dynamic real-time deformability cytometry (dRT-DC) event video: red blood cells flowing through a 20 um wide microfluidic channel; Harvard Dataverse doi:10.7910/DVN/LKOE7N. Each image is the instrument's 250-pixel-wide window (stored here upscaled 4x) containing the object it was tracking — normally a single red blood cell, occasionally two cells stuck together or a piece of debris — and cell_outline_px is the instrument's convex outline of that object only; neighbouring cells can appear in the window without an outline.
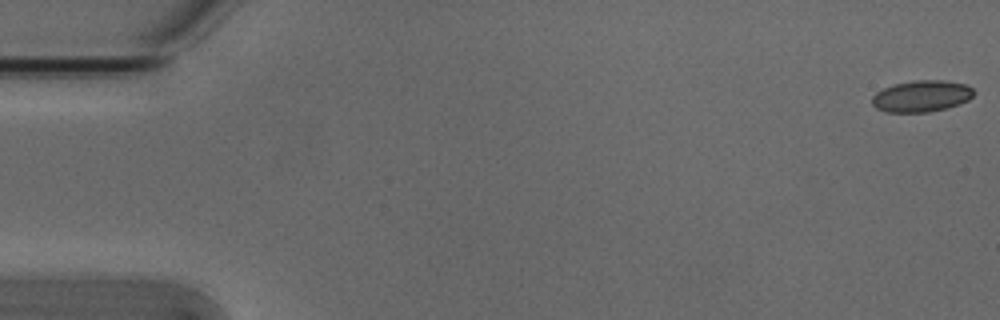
{"species": "Egyptian fruit bat (a non-hibernating species)", "species_latin": "Rousettus aegyptiacus", "temperature_condition": "cold", "stored_images_in_passage": 54, "camera_frame_rate_fps": 3000, "um_per_image_px": 0.085, "animal": {"sex": "male"}, "frame": {"image": 1, "passage_image": 1, "time_ms": 0.0, "image_size_px": [1000, 320], "cell_outline_px": [[976, 92], [968, 100], [960, 104], [948, 108], [928, 112], [888, 112], [876, 108], [872, 104], [872, 96], [876, 92], [892, 84], [916, 80], [944, 80], [968, 84]], "centroid_in_image_um": [78.36, 8.16], "position_along_channel_um": 6.6, "area_um2": 18.9}}
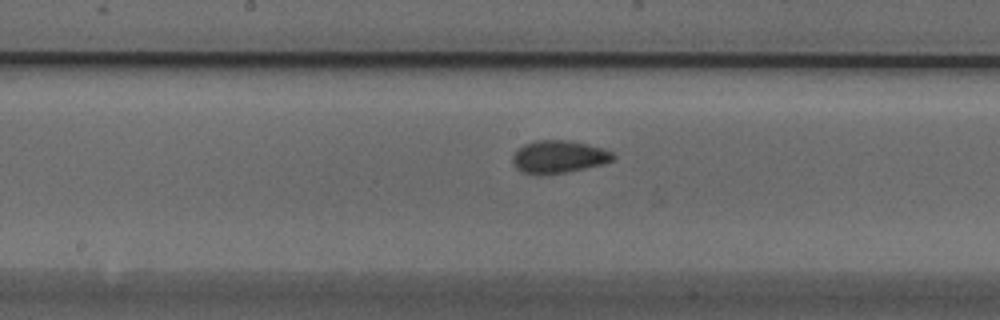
{"frame": {"image": 2, "passage_image": 28, "time_ms": 9.0, "image_size_px": [1000, 320], "cell_outline_px": [[616, 156], [612, 160], [600, 164], [584, 168], [564, 172], [540, 176], [524, 172], [516, 168], [512, 160], [512, 156], [524, 144], [536, 140], [564, 140], [604, 148], [612, 152]], "centroid_in_image_um": [47.46, 13.33], "position_along_channel_um": 200.7, "area_um2": 18.84}}
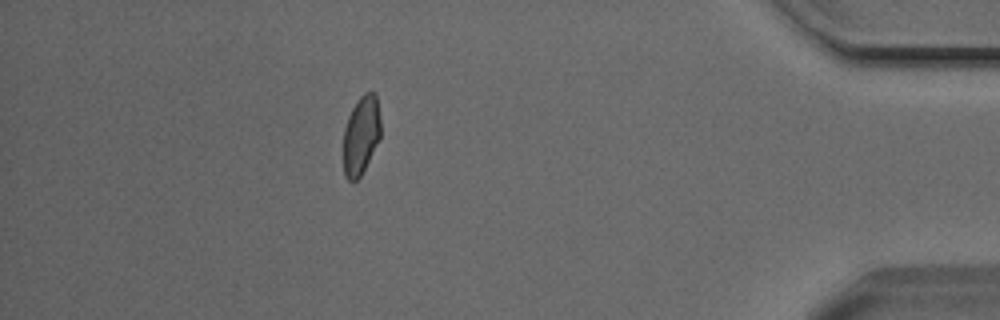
{"frame": {"image": 3, "passage_image": 48, "time_ms": 15.667, "image_size_px": [1000, 320], "cell_outline_px": [[380, 136], [360, 176], [356, 180], [348, 180], [344, 176], [344, 128], [348, 116], [356, 100], [364, 92], [376, 92], [380, 120]], "centroid_in_image_um": [30.68, 11.43], "position_along_channel_um": 404.5, "area_um2": 16.88}, "authors_computed_cell_mechanics": {"area_um2": 18.3226, "velocity_mm_per_s": 3.8026, "shape_relaxation_time_tau1_ms": null, "shape_relaxation_time_tau2_ms": 1.2189, "deformation_change_tau1": null, "deformation_change_tau2": 0.0555}}